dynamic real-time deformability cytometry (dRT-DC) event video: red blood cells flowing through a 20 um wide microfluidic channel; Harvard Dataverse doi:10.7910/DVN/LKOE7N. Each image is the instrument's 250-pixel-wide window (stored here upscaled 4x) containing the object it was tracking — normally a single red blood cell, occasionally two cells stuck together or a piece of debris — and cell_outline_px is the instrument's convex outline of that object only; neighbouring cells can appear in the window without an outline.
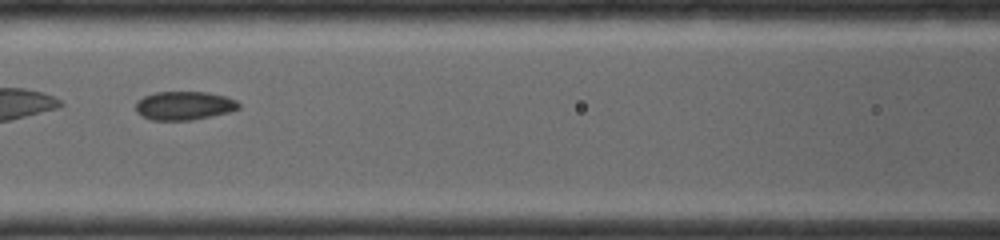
{"species": "common noctule bat (a hibernating species)", "species_latin": "Nyctalus noctula", "temperature_condition": "room temperature", "stored_images_in_passage": 13, "camera_frame_rate_fps": 4000, "um_per_image_px": 0.085, "animal": {"sex": "female", "body_mass_g": 19.0, "forearm_length_mm": 56.7}, "frame": {"image": 1, "passage_image": 4, "time_ms": 2.75, "image_size_px": [1000, 240], "cell_outline_px": [[240, 108], [228, 112], [212, 116], [192, 120], [152, 120], [140, 116], [136, 112], [136, 104], [144, 96], [156, 92], [208, 92], [224, 96], [236, 100], [240, 104]], "centroid_in_image_um": [15.65, 8.98], "position_along_channel_um": 150.9, "area_um2": 17.17}}
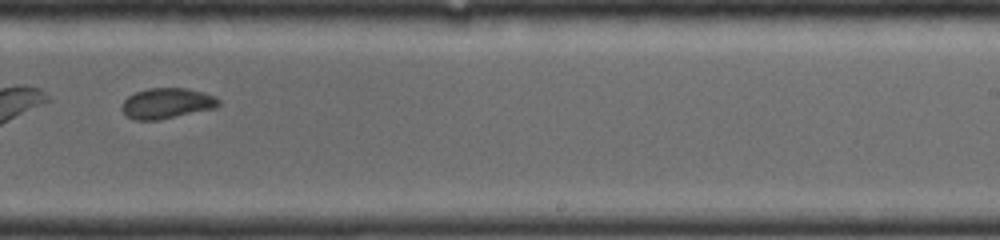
{"frame": {"image": 2, "passage_image": 8, "time_ms": 5.5, "image_size_px": [1000, 240], "cell_outline_px": [[220, 104], [216, 108], [160, 120], [136, 120], [128, 116], [120, 108], [124, 100], [128, 96], [136, 92], [148, 88], [188, 88], [204, 92], [216, 96], [220, 100]], "centroid_in_image_um": [14.22, 8.78], "position_along_channel_um": 274.8, "area_um2": 17.4}}
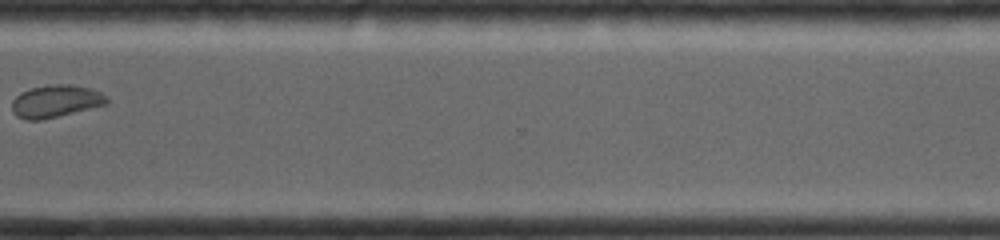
{"frame": {"image": 3, "passage_image": 11, "time_ms": 7.5, "image_size_px": [1000, 240], "cell_outline_px": [[108, 104], [40, 120], [24, 120], [16, 116], [12, 112], [12, 100], [20, 92], [32, 88], [48, 84], [68, 84], [92, 88], [108, 96]], "centroid_in_image_um": [4.73, 8.59], "position_along_channel_um": 365.9, "area_um2": 18.03}}